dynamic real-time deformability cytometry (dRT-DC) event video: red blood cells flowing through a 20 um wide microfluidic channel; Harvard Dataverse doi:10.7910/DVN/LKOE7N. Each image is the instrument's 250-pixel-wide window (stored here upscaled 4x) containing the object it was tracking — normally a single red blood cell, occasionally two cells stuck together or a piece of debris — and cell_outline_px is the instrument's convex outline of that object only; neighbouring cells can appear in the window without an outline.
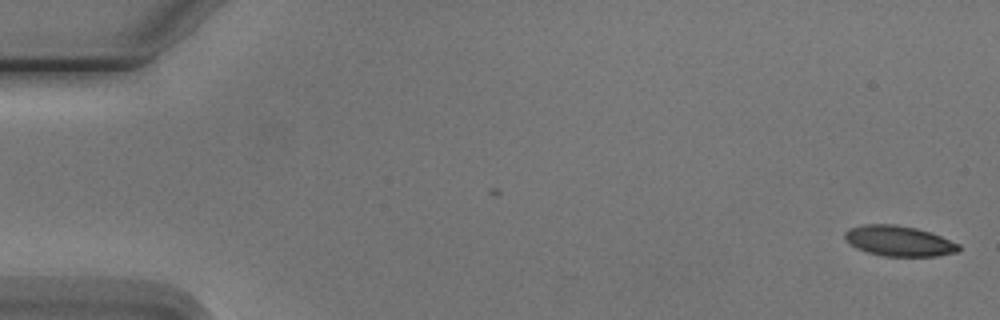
{"species": "Egyptian fruit bat (a non-hibernating species)", "species_latin": "Rousettus aegyptiacus", "temperature_condition": "cold", "stored_images_in_passage": 7, "camera_frame_rate_fps": 3000, "um_per_image_px": 0.085, "animal": {"sex": "male"}, "frame": {"image": 1, "passage_image": 1, "time_ms": 0.0, "image_size_px": [1000, 320], "cell_outline_px": [[960, 252], [936, 256], [884, 256], [868, 252], [856, 248], [848, 244], [844, 240], [844, 232], [848, 228], [864, 224], [896, 224], [916, 228], [940, 236], [960, 244]], "centroid_in_image_um": [76.37, 20.48], "position_along_channel_um": 8.6, "area_um2": 20.35}}
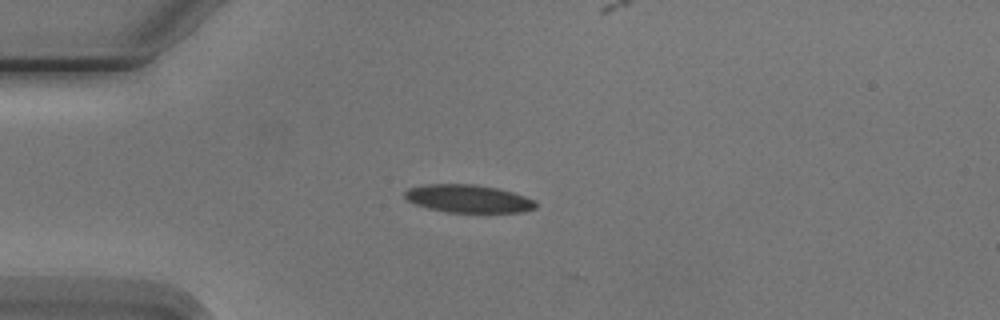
{"frame": {"image": 2, "passage_image": 4, "time_ms": 4.333, "image_size_px": [1000, 320], "cell_outline_px": [[536, 208], [524, 212], [484, 216], [448, 212], [428, 208], [416, 204], [408, 200], [404, 196], [404, 192], [408, 188], [424, 184], [476, 184], [496, 188], [512, 192], [536, 200]], "centroid_in_image_um": [39.88, 16.94], "position_along_channel_um": 45.1, "area_um2": 22.37}}
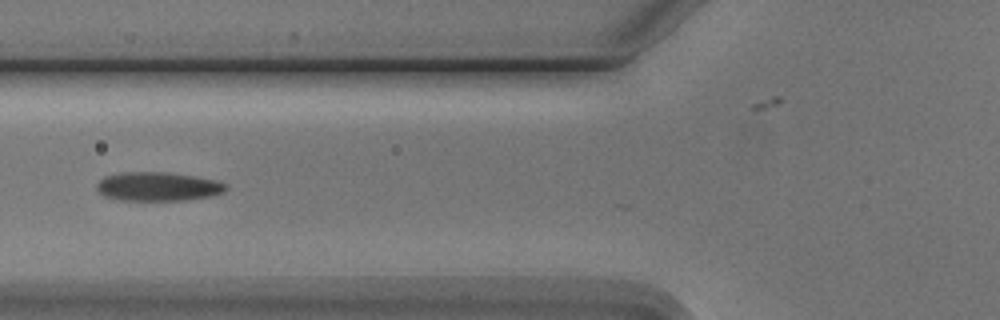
{"frame": {"image": 3, "passage_image": 6, "time_ms": 6.667, "image_size_px": [1000, 320], "cell_outline_px": [[228, 188], [224, 192], [212, 196], [184, 200], [120, 200], [104, 196], [96, 188], [96, 184], [104, 176], [124, 172], [168, 172], [196, 176], [216, 180], [224, 184]], "centroid_in_image_um": [13.43, 15.85], "position_along_channel_um": 112.4, "area_um2": 21.79}}